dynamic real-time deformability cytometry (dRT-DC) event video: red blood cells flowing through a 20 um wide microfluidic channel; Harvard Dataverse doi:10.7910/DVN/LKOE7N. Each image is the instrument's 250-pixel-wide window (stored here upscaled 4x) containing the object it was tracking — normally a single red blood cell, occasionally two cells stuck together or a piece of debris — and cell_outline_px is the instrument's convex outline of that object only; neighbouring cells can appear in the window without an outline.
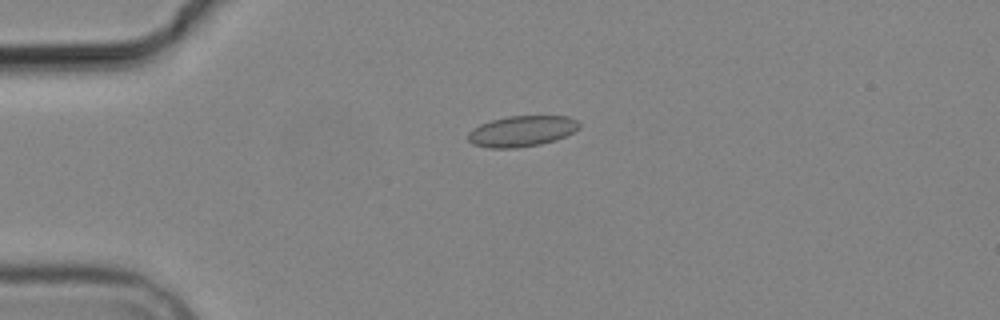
{"species": "common noctule bat (a hibernating species)", "species_latin": "Nyctalus noctula", "temperature_condition": "cold", "stored_images_in_passage": 3, "camera_frame_rate_fps": 3000, "um_per_image_px": 0.085, "animal": {"sex": "male", "body_mass_g": 19.2, "forearm_length_mm": 51.8}, "frame": {"image": 1, "passage_image": 2, "time_ms": 1.0, "image_size_px": [1000, 320], "cell_outline_px": [[580, 128], [556, 140], [540, 144], [516, 148], [488, 148], [472, 144], [468, 140], [468, 132], [480, 124], [492, 120], [508, 116], [568, 116], [576, 120], [580, 124]], "centroid_in_image_um": [44.34, 11.15], "position_along_channel_um": 40.7, "area_um2": 19.94}}